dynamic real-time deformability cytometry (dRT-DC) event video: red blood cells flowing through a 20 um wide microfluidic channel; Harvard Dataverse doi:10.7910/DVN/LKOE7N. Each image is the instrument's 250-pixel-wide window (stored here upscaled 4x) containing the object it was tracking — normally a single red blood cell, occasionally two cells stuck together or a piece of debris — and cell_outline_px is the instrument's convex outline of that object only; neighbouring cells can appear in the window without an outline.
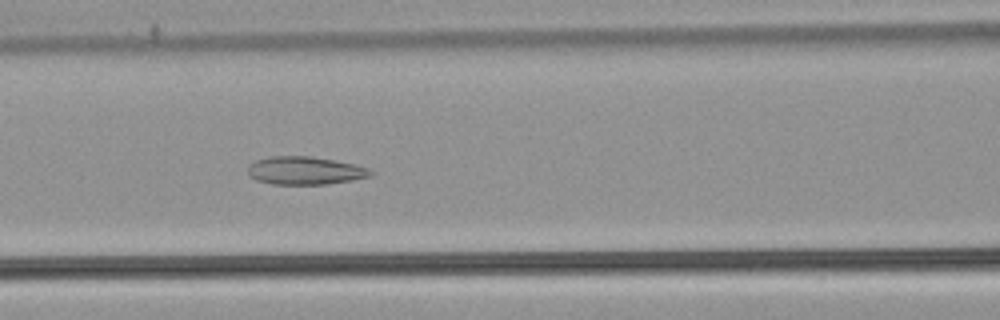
{"species": "common noctule bat (a hibernating species)", "species_latin": "Nyctalus noctula", "temperature_condition": "warm", "stored_images_in_passage": 53, "camera_frame_rate_fps": 3000, "um_per_image_px": 0.085, "animal": {"sex": "male", "body_mass_g": 21.5, "forearm_length_mm": 52.0}, "frame": {"image": 1, "passage_image": 23, "time_ms": 7.333, "image_size_px": [1000, 320], "cell_outline_px": [[376, 172], [372, 176], [352, 180], [328, 184], [272, 184], [256, 180], [248, 176], [248, 164], [256, 160], [268, 156], [312, 156], [336, 160], [368, 168]], "centroid_in_image_um": [25.92, 14.5], "position_along_channel_um": 140.7, "area_um2": 20.29}}
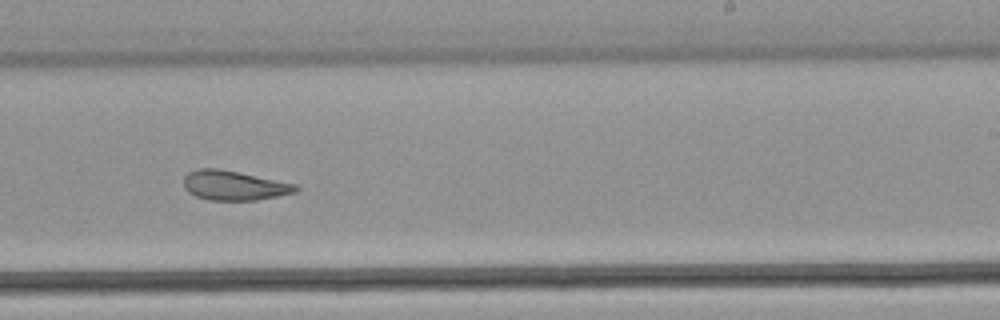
{"frame": {"image": 2, "passage_image": 33, "time_ms": 10.667, "image_size_px": [1000, 320], "cell_outline_px": [[300, 188], [296, 192], [256, 200], [208, 200], [196, 196], [188, 192], [184, 188], [184, 176], [188, 172], [196, 168], [220, 168], [240, 172], [296, 184]], "centroid_in_image_um": [19.87, 15.75], "position_along_channel_um": 269.1, "area_um2": 19.42}}
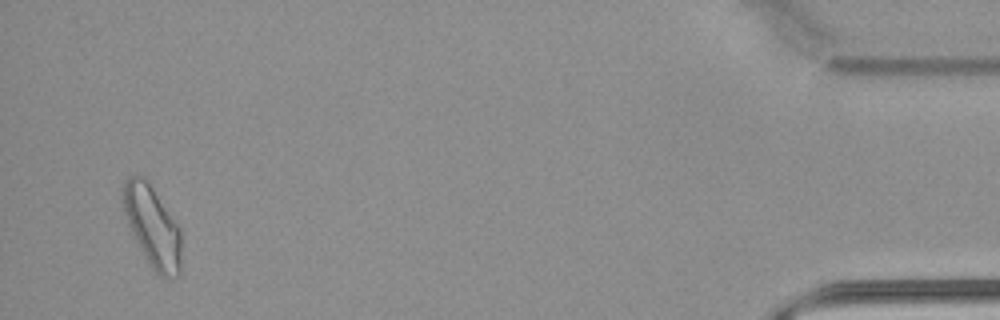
{"frame": {"image": 3, "passage_image": 51, "time_ms": 16.667, "image_size_px": [1000, 320], "cell_outline_px": [[180, 276], [164, 280], [152, 268], [144, 256], [128, 224], [124, 212], [120, 196], [124, 184], [128, 176], [144, 176], [148, 180], [180, 228]], "centroid_in_image_um": [12.94, 19.25], "position_along_channel_um": 422.3, "area_um2": 27.63}, "authors_computed_cell_mechanics": {"area_um2": 23.2934, "velocity_mm_per_s": 3.8639, "shape_relaxation_time_tau1_ms": null, "shape_relaxation_time_tau2_ms": 2.7163, "deformation_change_tau1": null, "deformation_change_tau2": 0.097}}